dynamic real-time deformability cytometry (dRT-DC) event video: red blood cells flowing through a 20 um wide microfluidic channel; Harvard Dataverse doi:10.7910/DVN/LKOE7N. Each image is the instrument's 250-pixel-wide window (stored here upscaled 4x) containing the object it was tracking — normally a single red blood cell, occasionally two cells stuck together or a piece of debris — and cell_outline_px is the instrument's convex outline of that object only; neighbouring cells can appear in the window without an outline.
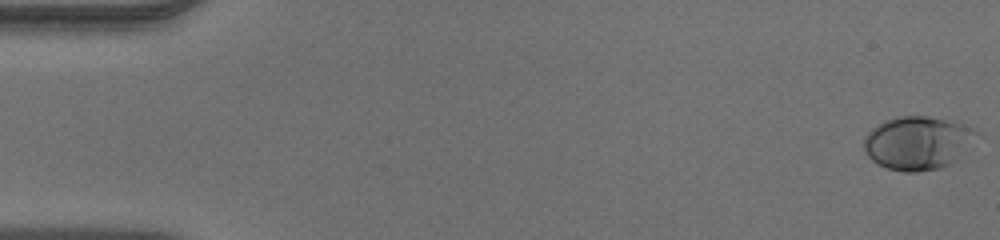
{"species": "human", "species_latin": "Homo sapiens", "temperature_condition": "warm", "stored_images_in_passage": 50, "camera_frame_rate_fps": 3000, "um_per_image_px": 0.085, "donor": {"sex": "male"}, "frame": {"image": 1, "passage_image": 1, "time_ms": 0.0, "image_size_px": [1000, 240], "cell_outline_px": [[984, 132], [952, 164], [940, 168], [916, 172], [904, 172], [888, 168], [876, 164], [868, 156], [864, 148], [864, 136], [872, 128], [888, 120], [900, 116], [928, 116], [956, 120], [976, 128]], "centroid_in_image_um": [78.1, 12.13], "position_along_channel_um": 6.9, "area_um2": 35.72}}
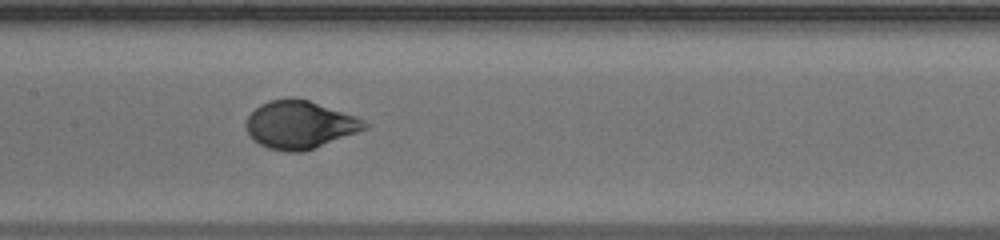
{"frame": {"image": 2, "passage_image": 25, "time_ms": 8.0, "image_size_px": [1000, 240], "cell_outline_px": [[368, 128], [312, 148], [300, 152], [284, 152], [268, 148], [252, 140], [248, 136], [244, 124], [248, 116], [260, 104], [268, 100], [292, 96], [308, 100], [356, 116], [364, 120], [368, 124]], "centroid_in_image_um": [25.42, 10.58], "position_along_channel_um": 182.0, "area_um2": 33.12}}
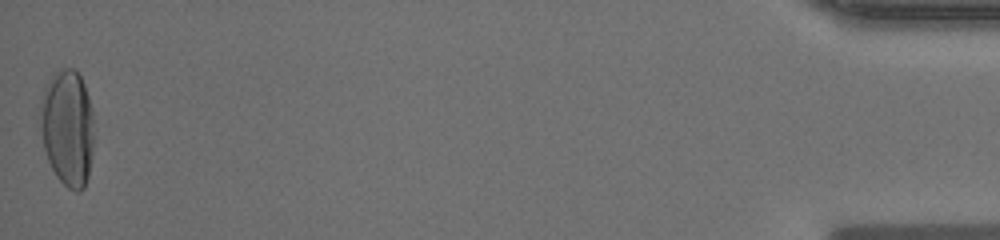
{"frame": {"image": 3, "passage_image": 50, "time_ms": 16.333, "image_size_px": [1000, 240], "cell_outline_px": [[92, 152], [88, 176], [84, 188], [80, 192], [76, 192], [68, 188], [56, 176], [48, 160], [44, 148], [40, 128], [40, 120], [44, 88], [52, 72], [64, 68], [72, 68], [80, 76], [84, 84], [92, 108]], "centroid_in_image_um": [5.73, 10.86], "position_along_channel_um": 429.5, "area_um2": 36.3}}